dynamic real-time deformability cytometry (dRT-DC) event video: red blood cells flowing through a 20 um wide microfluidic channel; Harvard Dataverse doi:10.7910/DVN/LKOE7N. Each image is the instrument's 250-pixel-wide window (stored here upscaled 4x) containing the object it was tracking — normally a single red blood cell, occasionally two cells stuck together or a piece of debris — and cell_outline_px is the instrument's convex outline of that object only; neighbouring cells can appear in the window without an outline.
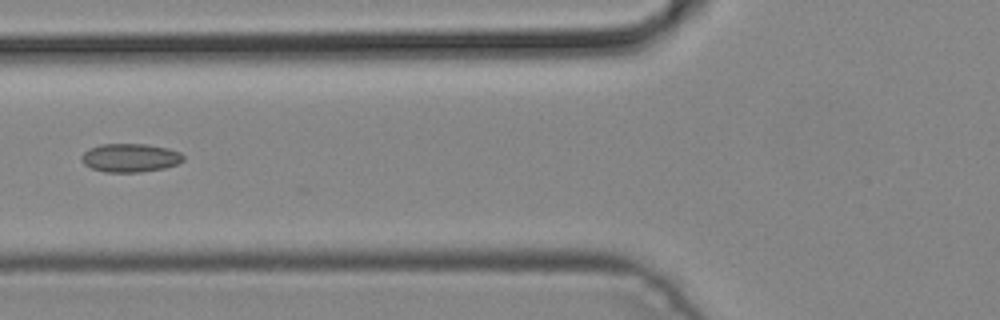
{"species": "common noctule bat (a hibernating species)", "species_latin": "Nyctalus noctula", "temperature_condition": "cold", "stored_images_in_passage": 6, "camera_frame_rate_fps": 3000, "um_per_image_px": 0.085, "animal": {"sex": "male", "body_mass_g": 19.2, "forearm_length_mm": 51.8}, "frame": {"image": 1, "passage_image": 5, "time_ms": 1.333, "image_size_px": [1000, 320], "cell_outline_px": [[184, 160], [176, 164], [164, 168], [140, 172], [104, 172], [92, 168], [84, 164], [80, 160], [80, 156], [84, 152], [100, 144], [148, 144], [168, 148], [180, 152], [184, 156]], "centroid_in_image_um": [11.06, 13.41], "position_along_channel_um": 114.7, "area_um2": 16.94}}
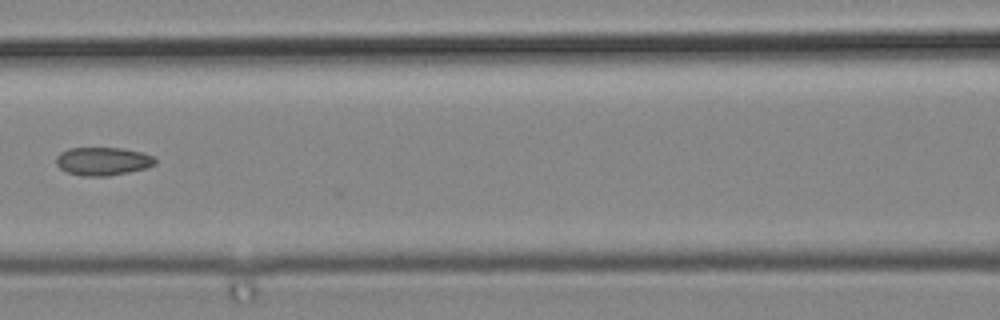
{"frame": {"image": 2, "passage_image": 6, "time_ms": 1.667, "image_size_px": [1000, 320], "cell_outline_px": [[156, 164], [148, 168], [108, 176], [84, 176], [68, 172], [60, 168], [56, 164], [56, 156], [60, 152], [68, 148], [120, 148], [140, 152], [152, 156], [156, 160]], "centroid_in_image_um": [8.73, 13.71], "position_along_channel_um": 157.9, "area_um2": 16.24}}